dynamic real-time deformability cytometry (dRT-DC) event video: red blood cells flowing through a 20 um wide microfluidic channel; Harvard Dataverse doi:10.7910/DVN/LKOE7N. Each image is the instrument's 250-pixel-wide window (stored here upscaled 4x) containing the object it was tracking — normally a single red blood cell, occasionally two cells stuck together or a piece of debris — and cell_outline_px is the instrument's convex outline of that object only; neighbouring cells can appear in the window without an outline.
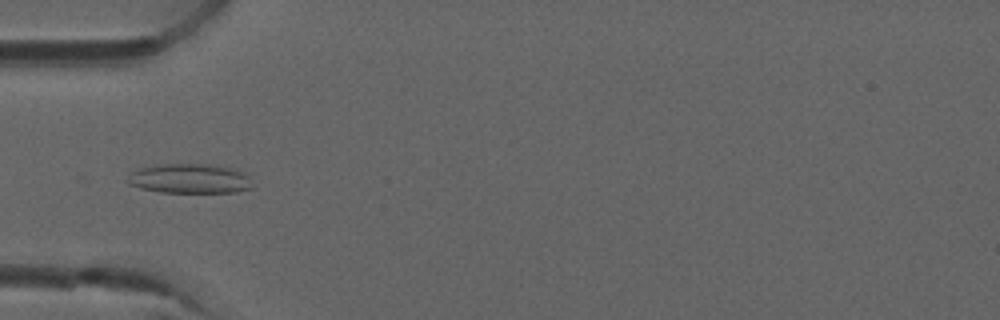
{"species": "common noctule bat (a hibernating species)", "species_latin": "Nyctalus noctula", "temperature_condition": "room temperature", "stored_images_in_passage": 7, "camera_frame_rate_fps": 3000, "um_per_image_px": 0.085, "animal": {"sex": "male", "forearm_length_mm": 52.5}, "frame": {"image": 1, "passage_image": 5, "time_ms": 1.333, "image_size_px": [1000, 320], "cell_outline_px": [[252, 188], [236, 192], [160, 192], [140, 188], [128, 184], [128, 180], [132, 172], [136, 168], [156, 164], [204, 164], [236, 168], [248, 176]], "centroid_in_image_um": [16.11, 15.17], "position_along_channel_um": 68.9, "area_um2": 21.56}}
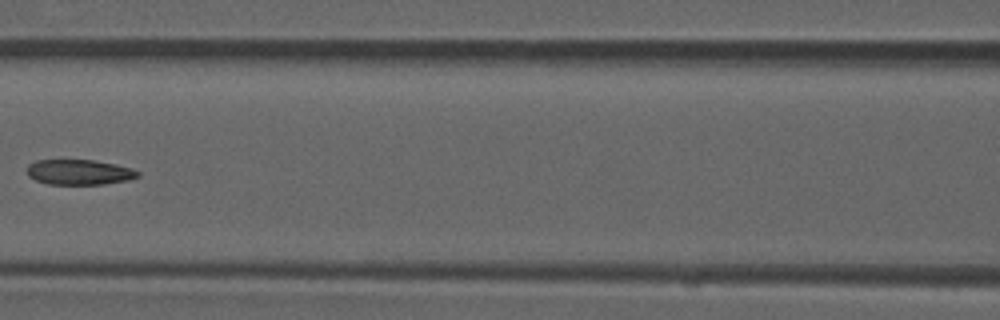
{"frame": {"image": 2, "passage_image": 7, "time_ms": 2.0, "image_size_px": [1000, 320], "cell_outline_px": [[140, 176], [128, 180], [104, 184], [48, 184], [36, 180], [28, 176], [28, 164], [36, 160], [92, 160], [116, 164], [132, 168], [140, 172]], "centroid_in_image_um": [6.76, 14.63], "position_along_channel_um": 159.8, "area_um2": 16.3}}